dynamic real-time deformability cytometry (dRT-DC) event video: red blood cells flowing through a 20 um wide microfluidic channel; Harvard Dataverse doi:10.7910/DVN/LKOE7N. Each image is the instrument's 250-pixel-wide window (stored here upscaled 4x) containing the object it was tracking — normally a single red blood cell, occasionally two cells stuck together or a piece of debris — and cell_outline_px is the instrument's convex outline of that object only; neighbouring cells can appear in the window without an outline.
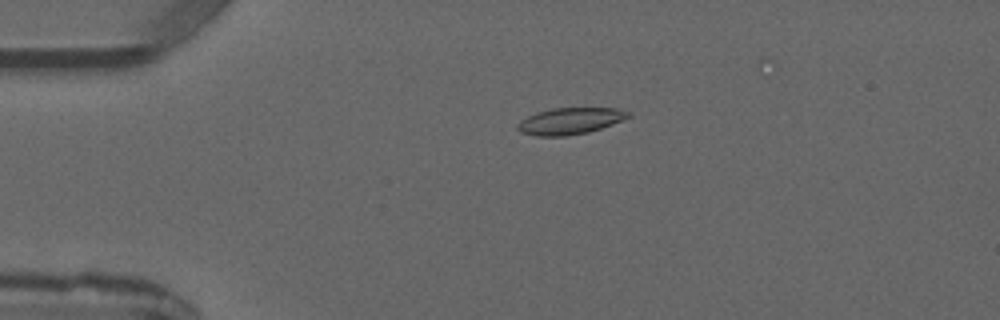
{"species": "common noctule bat (a hibernating species)", "species_latin": "Nyctalus noctula", "temperature_condition": "warm", "stored_images_in_passage": 5, "camera_frame_rate_fps": 3000, "um_per_image_px": 0.085, "animal": {"sex": "male", "forearm_length_mm": 52.5}, "frame": {"image": 1, "passage_image": 3, "time_ms": 3.0, "image_size_px": [1000, 320], "cell_outline_px": [[632, 116], [600, 128], [588, 132], [564, 136], [536, 136], [520, 132], [516, 128], [516, 124], [520, 120], [536, 112], [552, 108], [616, 108], [632, 112]], "centroid_in_image_um": [48.43, 10.28], "position_along_channel_um": 36.6, "area_um2": 17.17}}
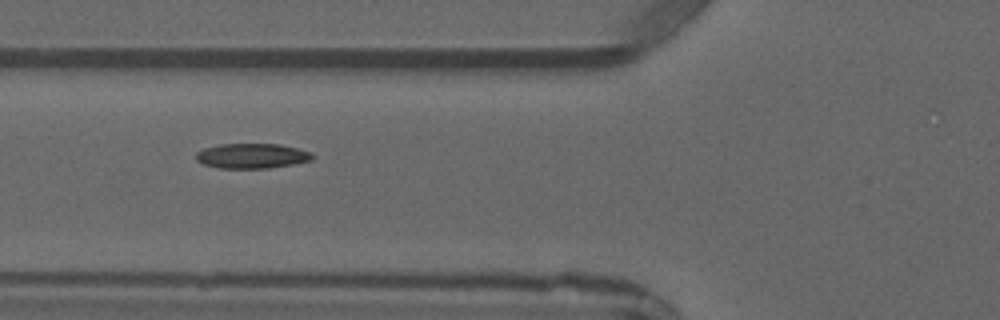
{"frame": {"image": 2, "passage_image": 5, "time_ms": 5.333, "image_size_px": [1000, 320], "cell_outline_px": [[316, 156], [312, 160], [292, 164], [268, 168], [220, 168], [204, 164], [196, 160], [196, 152], [204, 148], [220, 144], [280, 144], [312, 152]], "centroid_in_image_um": [21.43, 13.25], "position_along_channel_um": 104.4, "area_um2": 16.94}}